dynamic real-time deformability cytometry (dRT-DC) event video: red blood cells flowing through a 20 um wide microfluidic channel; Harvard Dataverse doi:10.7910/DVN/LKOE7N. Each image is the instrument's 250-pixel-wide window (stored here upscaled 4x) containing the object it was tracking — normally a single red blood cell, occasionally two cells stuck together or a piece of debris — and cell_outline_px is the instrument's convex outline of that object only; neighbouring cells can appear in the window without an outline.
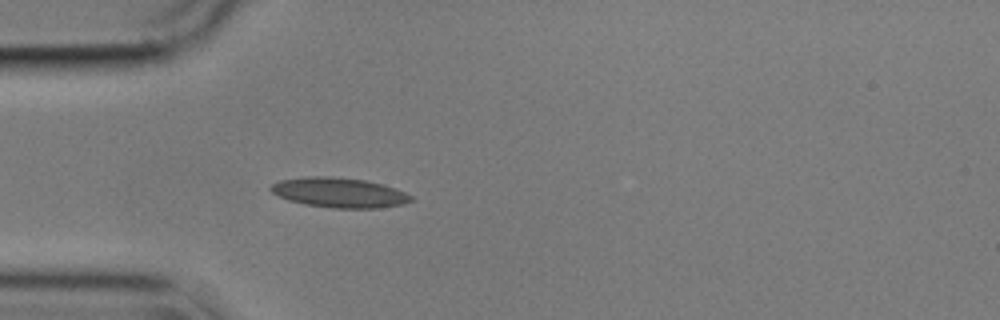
{"species": "common noctule bat (a hibernating species)", "species_latin": "Nyctalus noctula", "temperature_condition": "cold", "stored_images_in_passage": 41, "camera_frame_rate_fps": 3000, "um_per_image_px": 0.085, "animal": {"sex": "male", "body_mass_g": 17.9}, "frame": {"image": 1, "passage_image": 1, "time_ms": 0.0, "image_size_px": [1000, 320], "cell_outline_px": [[412, 200], [404, 204], [380, 208], [332, 208], [304, 204], [288, 200], [272, 192], [268, 188], [272, 184], [280, 180], [304, 176], [328, 176], [364, 180], [384, 184], [404, 192], [412, 196]], "centroid_in_image_um": [28.82, 16.37], "position_along_channel_um": 56.2, "area_um2": 24.45}}
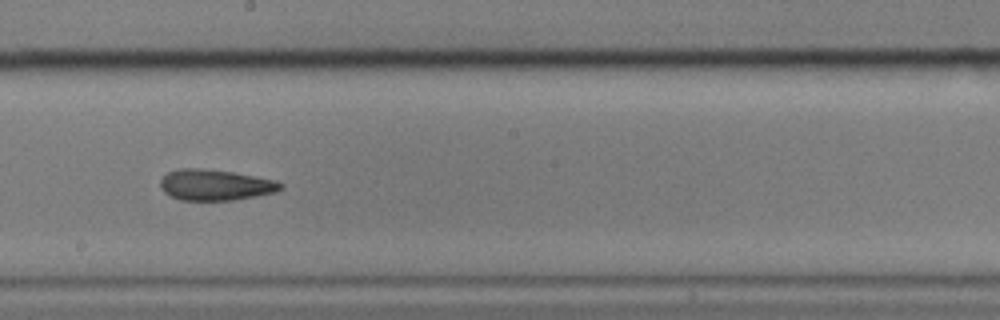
{"frame": {"image": 2, "passage_image": 16, "time_ms": 5.0, "image_size_px": [1000, 320], "cell_outline_px": [[284, 188], [276, 192], [256, 196], [232, 200], [180, 200], [164, 192], [160, 188], [160, 180], [168, 172], [180, 168], [200, 168], [232, 172], [256, 176], [276, 180], [284, 184]], "centroid_in_image_um": [18.32, 15.72], "position_along_channel_um": 229.9, "area_um2": 21.73}}
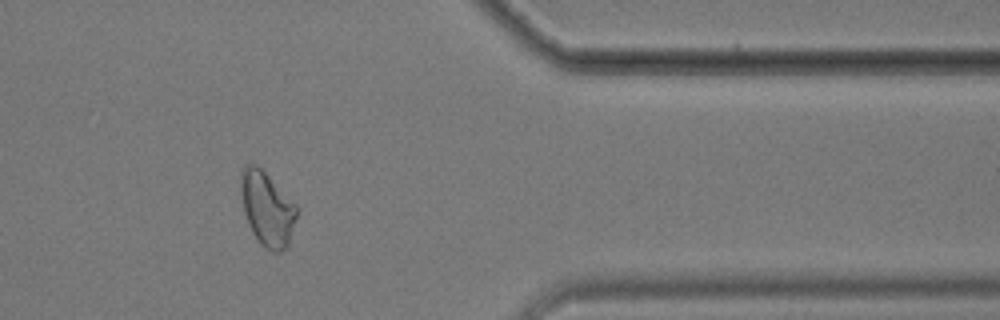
{"frame": {"image": 3, "passage_image": 31, "time_ms": 10.0, "image_size_px": [1000, 320], "cell_outline_px": [[300, 208], [288, 248], [280, 252], [272, 252], [260, 244], [252, 232], [248, 224], [244, 212], [240, 188], [240, 172], [244, 164], [256, 164]], "centroid_in_image_um": [22.72, 17.77], "position_along_channel_um": 388.7, "area_um2": 24.51}, "authors_computed_cell_mechanics": {"area_um2": 22.3108, "velocity_mm_per_s": 3.5571, "shape_relaxation_time_tau1_ms": null, "shape_relaxation_time_tau2_ms": 3.3045, "deformation_change_tau1": null, "deformation_change_tau2": 0.1056}}